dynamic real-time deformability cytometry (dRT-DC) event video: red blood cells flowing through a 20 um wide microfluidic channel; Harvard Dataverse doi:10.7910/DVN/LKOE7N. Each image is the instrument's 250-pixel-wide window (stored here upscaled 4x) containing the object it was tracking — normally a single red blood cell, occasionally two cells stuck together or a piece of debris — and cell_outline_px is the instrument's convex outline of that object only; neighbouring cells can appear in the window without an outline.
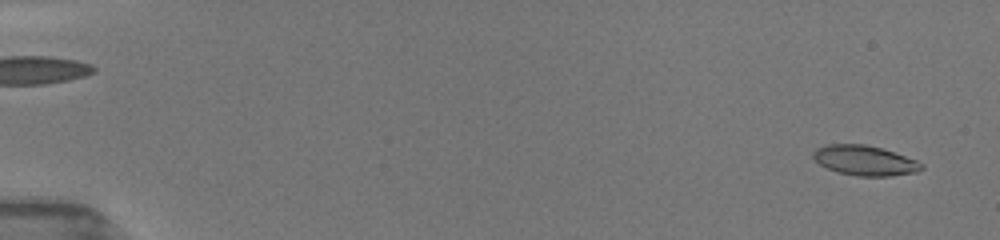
{"species": "common noctule bat (a hibernating species)", "species_latin": "Nyctalus noctula", "temperature_condition": "room temperature", "stored_images_in_passage": 18, "camera_frame_rate_fps": 3000, "um_per_image_px": 0.085, "animal": {"sex": "female", "body_mass_g": 19.5, "forearm_length_mm": 54.1}, "frame": {"image": 1, "passage_image": 1, "time_ms": 0.0, "image_size_px": [1000, 240], "cell_outline_px": [[924, 168], [916, 172], [892, 176], [856, 176], [836, 172], [820, 164], [812, 156], [812, 152], [816, 148], [828, 144], [864, 144], [880, 148], [916, 160], [924, 164]], "centroid_in_image_um": [73.49, 13.65], "position_along_channel_um": 11.5, "area_um2": 18.84}}
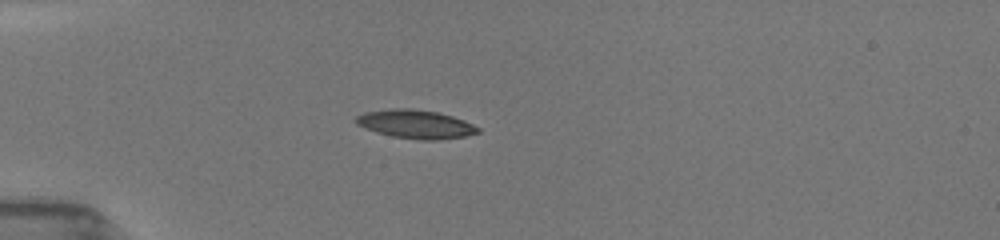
{"frame": {"image": 2, "passage_image": 14, "time_ms": 4.333, "image_size_px": [1000, 240], "cell_outline_px": [[480, 132], [464, 136], [440, 140], [420, 140], [392, 136], [376, 132], [364, 128], [356, 124], [356, 116], [364, 112], [392, 108], [412, 108], [440, 112], [464, 120], [480, 128]], "centroid_in_image_um": [35.33, 10.55], "position_along_channel_um": 49.7, "area_um2": 20.46}}